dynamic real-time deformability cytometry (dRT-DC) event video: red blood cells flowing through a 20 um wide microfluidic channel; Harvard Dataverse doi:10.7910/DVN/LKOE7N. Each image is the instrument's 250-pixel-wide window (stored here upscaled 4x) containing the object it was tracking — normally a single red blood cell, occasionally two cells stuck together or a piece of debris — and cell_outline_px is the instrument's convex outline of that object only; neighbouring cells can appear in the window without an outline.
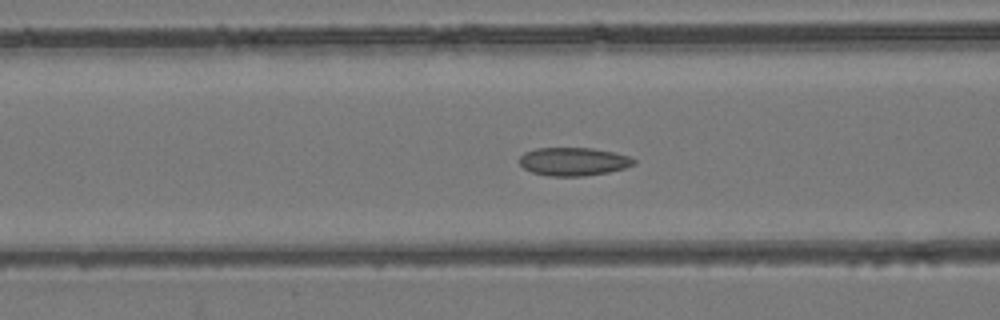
{"species": "common noctule bat (a hibernating species)", "species_latin": "Nyctalus noctula", "temperature_condition": "room temperature", "stored_images_in_passage": 54, "camera_frame_rate_fps": 3000, "um_per_image_px": 0.085, "animal": {"sex": "female", "body_mass_g": 24.6, "forearm_length_mm": 56.2}, "frame": {"image": 1, "passage_image": 22, "time_ms": 7.0, "image_size_px": [1000, 320], "cell_outline_px": [[636, 164], [624, 168], [608, 172], [584, 176], [548, 176], [532, 172], [524, 168], [520, 164], [520, 156], [524, 152], [536, 148], [592, 148], [612, 152], [628, 156], [636, 160]], "centroid_in_image_um": [48.73, 13.73], "position_along_channel_um": 117.9, "area_um2": 18.79}}
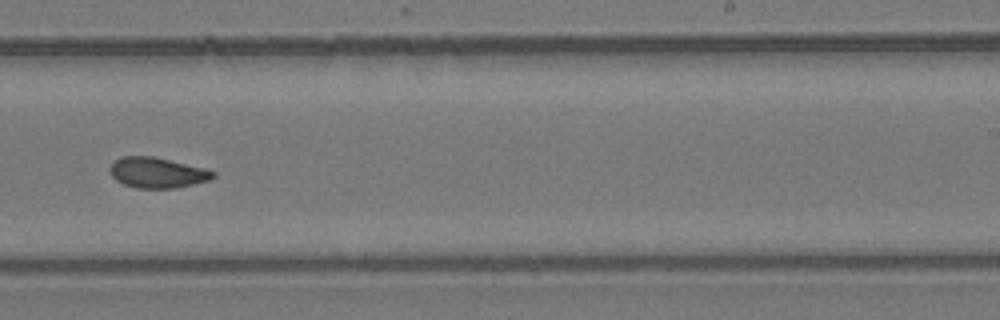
{"frame": {"image": 2, "passage_image": 34, "time_ms": 11.0, "image_size_px": [1000, 320], "cell_outline_px": [[216, 176], [208, 180], [192, 184], [172, 188], [136, 188], [124, 184], [116, 180], [112, 176], [108, 168], [120, 156], [152, 156], [204, 168], [216, 172]], "centroid_in_image_um": [13.34, 14.67], "position_along_channel_um": 275.7, "area_um2": 18.15}}
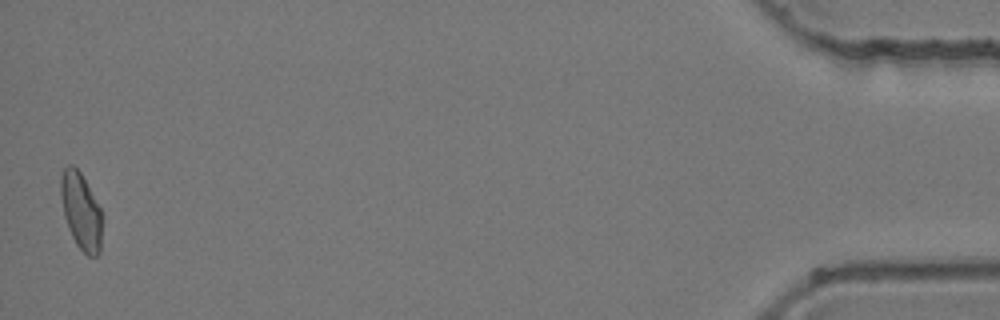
{"frame": {"image": 3, "passage_image": 53, "time_ms": 17.333, "image_size_px": [1000, 320], "cell_outline_px": [[100, 252], [96, 256], [88, 256], [76, 244], [68, 228], [64, 216], [60, 196], [60, 176], [64, 168], [68, 164], [72, 164], [80, 172], [100, 208]], "centroid_in_image_um": [6.84, 17.92], "position_along_channel_um": 428.4, "area_um2": 18.15}, "authors_computed_cell_mechanics": {"area_um2": 18.7272, "velocity_mm_per_s": 3.9456, "shape_relaxation_time_tau1_ms": null, "shape_relaxation_time_tau2_ms": 1.9548, "deformation_change_tau1": null, "deformation_change_tau2": 0.0611}}